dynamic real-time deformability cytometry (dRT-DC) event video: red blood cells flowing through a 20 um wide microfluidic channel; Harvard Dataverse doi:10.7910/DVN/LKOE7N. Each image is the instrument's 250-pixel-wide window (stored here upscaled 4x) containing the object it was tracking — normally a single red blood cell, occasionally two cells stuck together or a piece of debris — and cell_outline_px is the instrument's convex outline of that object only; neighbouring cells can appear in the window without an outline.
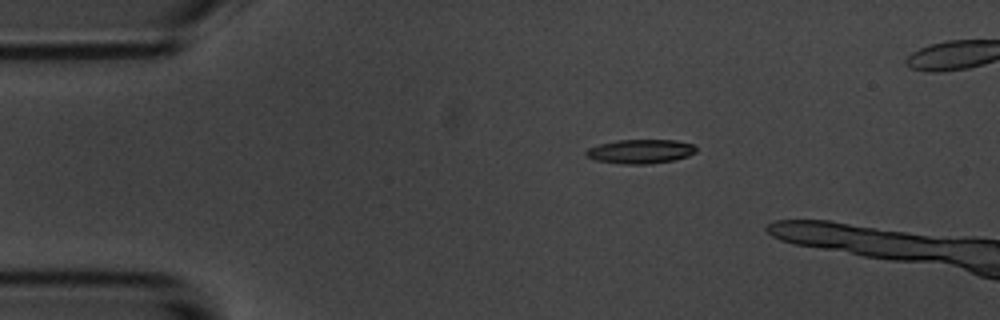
{"species": "common noctule bat (a hibernating species)", "species_latin": "Nyctalus noctula", "temperature_condition": "room temperature", "stored_images_in_passage": 5, "camera_frame_rate_fps": 3000, "um_per_image_px": 0.085, "animal": {"sex": "male", "body_mass_g": 20.1, "forearm_length_mm": 53.5}, "frame": {"image": 1, "passage_image": 1, "time_ms": 0.0, "image_size_px": [1000, 320], "cell_outline_px": [[696, 152], [688, 156], [672, 160], [648, 164], [624, 164], [596, 160], [588, 156], [584, 152], [588, 148], [600, 144], [616, 140], [676, 140], [692, 144], [696, 148]], "centroid_in_image_um": [54.44, 12.86], "position_along_channel_um": 30.6, "area_um2": 15.32}}